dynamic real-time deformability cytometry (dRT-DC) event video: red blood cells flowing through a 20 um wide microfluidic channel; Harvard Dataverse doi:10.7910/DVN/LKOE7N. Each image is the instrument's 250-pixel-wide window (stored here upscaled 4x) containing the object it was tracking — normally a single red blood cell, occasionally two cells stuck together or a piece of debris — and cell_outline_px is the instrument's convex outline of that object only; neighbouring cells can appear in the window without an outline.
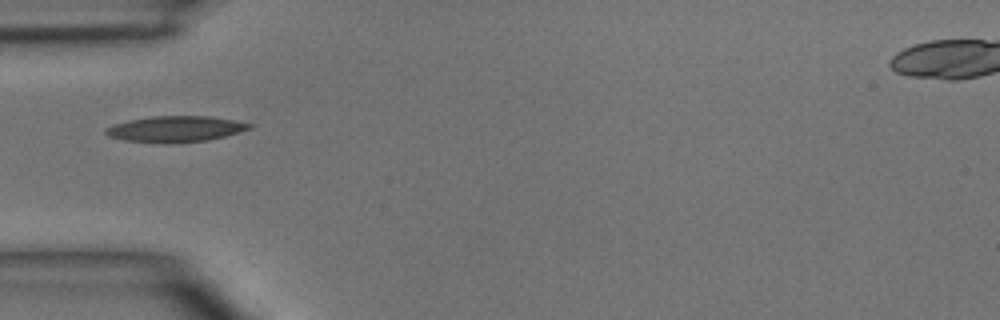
{"species": "common noctule bat (a hibernating species)", "species_latin": "Nyctalus noctula", "temperature_condition": "room temperature", "stored_images_in_passage": 2, "camera_frame_rate_fps": 3000, "um_per_image_px": 0.085, "animal": {"sex": "male", "body_mass_g": 15.6}, "frame": {"image": 1, "passage_image": 1, "time_ms": 0.0, "image_size_px": [1000, 320], "cell_outline_px": [[256, 124], [252, 128], [224, 136], [208, 140], [124, 140], [108, 136], [104, 132], [104, 128], [112, 124], [128, 120], [152, 116], [212, 116], [236, 120]], "centroid_in_image_um": [14.96, 10.9], "position_along_channel_um": 70.0, "area_um2": 20.87}}